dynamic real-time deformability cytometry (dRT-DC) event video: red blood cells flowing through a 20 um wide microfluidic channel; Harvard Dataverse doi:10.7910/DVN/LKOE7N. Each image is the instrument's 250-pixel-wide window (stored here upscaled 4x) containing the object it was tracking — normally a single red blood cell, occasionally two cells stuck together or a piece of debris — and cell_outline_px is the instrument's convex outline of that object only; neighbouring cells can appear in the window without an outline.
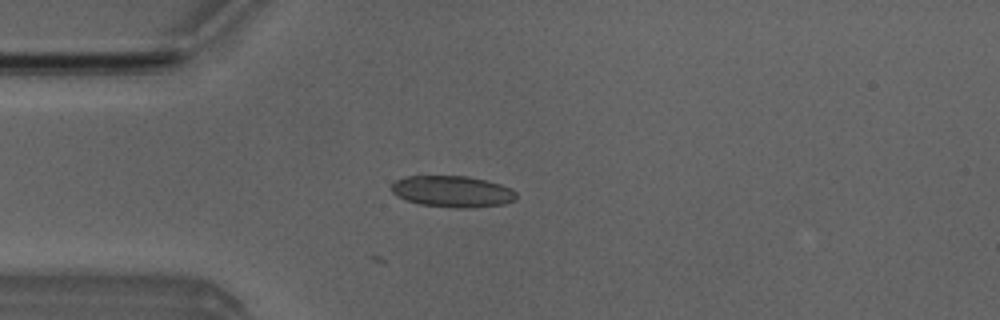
{"species": "Egyptian fruit bat (a non-hibernating species)", "species_latin": "Rousettus aegyptiacus", "temperature_condition": "room temperature", "stored_images_in_passage": 5, "camera_frame_rate_fps": 3000, "um_per_image_px": 0.085, "animal": {"sex": "male"}, "frame": {"image": 1, "passage_image": 3, "time_ms": 2.667, "image_size_px": [1000, 320], "cell_outline_px": [[516, 200], [504, 204], [472, 208], [456, 208], [420, 204], [396, 196], [388, 188], [396, 180], [408, 176], [468, 176], [500, 184], [512, 188], [516, 192]], "centroid_in_image_um": [38.46, 16.28], "position_along_channel_um": 46.5, "area_um2": 22.95}}